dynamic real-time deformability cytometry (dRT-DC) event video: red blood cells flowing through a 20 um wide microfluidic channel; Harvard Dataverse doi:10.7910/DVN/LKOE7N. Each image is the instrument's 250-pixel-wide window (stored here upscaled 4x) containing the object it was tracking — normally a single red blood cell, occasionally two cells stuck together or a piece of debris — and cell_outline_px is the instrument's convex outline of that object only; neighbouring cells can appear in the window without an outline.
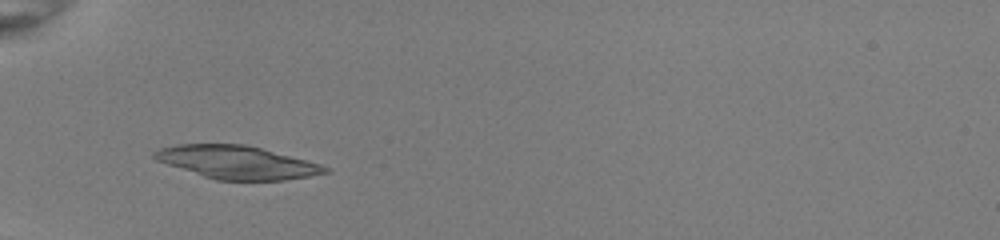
{"species": "common noctule bat (a hibernating species)", "species_latin": "Nyctalus noctula", "temperature_condition": "room temperature", "stored_images_in_passage": 37, "camera_frame_rate_fps": 3000, "um_per_image_px": 0.085, "animal": {"sex": "female", "body_mass_g": 22.0, "forearm_length_mm": 56.7}, "frame": {"image": 1, "passage_image": 4, "time_ms": 1.0, "image_size_px": [1000, 240], "cell_outline_px": [[332, 172], [284, 180], [216, 180], [156, 160], [152, 156], [152, 152], [160, 148], [176, 144], [244, 144], [260, 148], [320, 164], [328, 168]], "centroid_in_image_um": [20.12, 13.79], "position_along_channel_um": 64.9, "area_um2": 32.43}}